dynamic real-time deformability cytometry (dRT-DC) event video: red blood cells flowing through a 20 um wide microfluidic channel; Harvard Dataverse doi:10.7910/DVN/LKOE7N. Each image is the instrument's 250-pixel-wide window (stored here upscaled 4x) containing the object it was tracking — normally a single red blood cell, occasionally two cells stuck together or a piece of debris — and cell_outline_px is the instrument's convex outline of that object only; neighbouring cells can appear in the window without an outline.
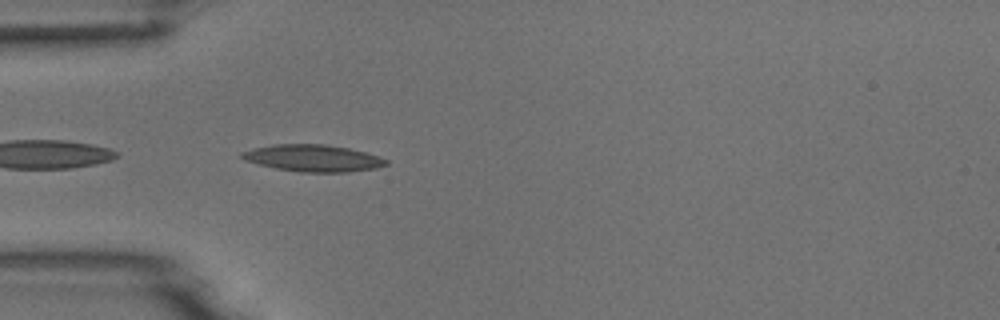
{"species": "common noctule bat (a hibernating species)", "species_latin": "Nyctalus noctula", "temperature_condition": "room temperature", "stored_images_in_passage": 5, "camera_frame_rate_fps": 3000, "um_per_image_px": 0.085, "animal": {"sex": "male", "body_mass_g": 18.8}, "frame": {"image": 1, "passage_image": 5, "time_ms": 1.333, "image_size_px": [1000, 320], "cell_outline_px": [[388, 164], [376, 168], [348, 172], [300, 172], [276, 168], [244, 160], [240, 156], [240, 152], [252, 148], [272, 144], [324, 144], [348, 148], [364, 152], [388, 160]], "centroid_in_image_um": [26.57, 13.44], "position_along_channel_um": 58.4, "area_um2": 22.48}}